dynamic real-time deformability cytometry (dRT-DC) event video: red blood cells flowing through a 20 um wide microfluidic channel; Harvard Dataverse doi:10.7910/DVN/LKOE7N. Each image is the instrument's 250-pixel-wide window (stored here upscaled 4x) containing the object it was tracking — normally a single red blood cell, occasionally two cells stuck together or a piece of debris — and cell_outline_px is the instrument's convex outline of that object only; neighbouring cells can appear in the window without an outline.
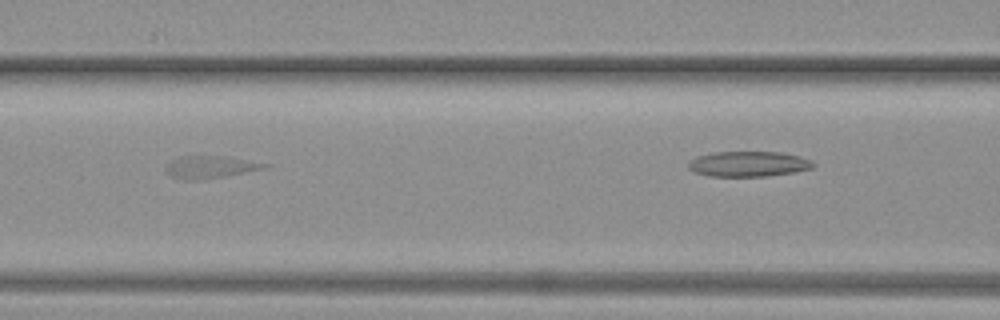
{"species": "common noctule bat (a hibernating species)", "species_latin": "Nyctalus noctula", "temperature_condition": "warm", "stored_images_in_passage": 8, "segment_of_instrument_passage": [1, 2], "camera_frame_rate_fps": 3000, "um_per_image_px": 0.085, "animal": {"sex": "female", "body_mass_g": 19.3, "forearm_length_mm": 54.1}, "frame": {"image": 1, "passage_image": 5, "time_ms": 1.333, "image_size_px": [1000, 320], "cell_outline_px": [[272, 164], [268, 168], [224, 176], [196, 180], [184, 180], [172, 176], [164, 168], [164, 164], [180, 156], [224, 156]], "centroid_in_image_um": [17.87, 14.19], "position_along_channel_um": 148.7, "area_um2": 12.89}}
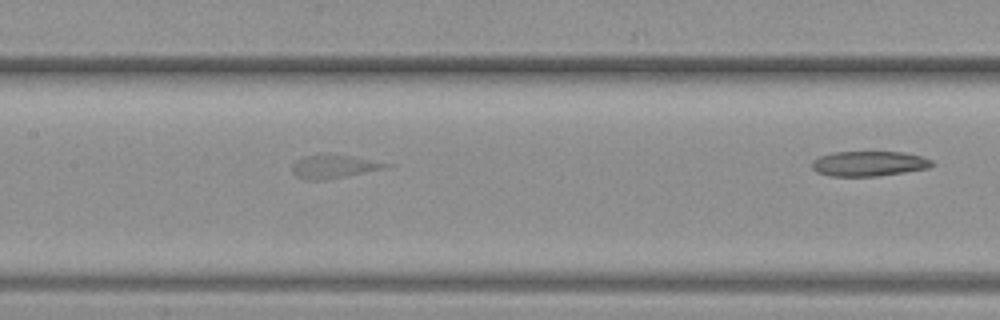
{"frame": {"image": 2, "passage_image": 7, "time_ms": 2.0, "image_size_px": [1000, 320], "cell_outline_px": [[396, 164], [388, 168], [328, 180], [304, 180], [296, 176], [292, 172], [292, 164], [296, 160], [304, 156], [348, 156]], "centroid_in_image_um": [28.41, 14.2], "position_along_channel_um": 179.0, "area_um2": 12.66}}